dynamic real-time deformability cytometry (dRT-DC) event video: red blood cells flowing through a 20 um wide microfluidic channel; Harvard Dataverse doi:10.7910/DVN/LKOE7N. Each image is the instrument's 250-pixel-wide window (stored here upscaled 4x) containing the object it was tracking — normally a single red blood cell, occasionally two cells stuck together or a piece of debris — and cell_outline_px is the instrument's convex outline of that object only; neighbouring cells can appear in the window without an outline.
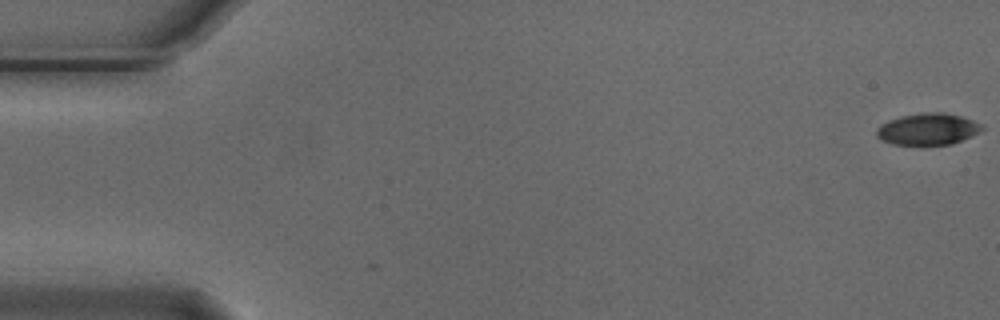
{"species": "Egyptian fruit bat (a non-hibernating species)", "species_latin": "Rousettus aegyptiacus", "temperature_condition": "cold", "stored_images_in_passage": 5, "camera_frame_rate_fps": 3000, "um_per_image_px": 0.085, "animal": {"sex": "male"}, "frame": {"image": 1, "passage_image": 1, "time_ms": 0.0, "image_size_px": [1000, 320], "cell_outline_px": [[984, 128], [972, 136], [952, 144], [892, 144], [880, 140], [876, 136], [876, 128], [880, 124], [888, 120], [900, 116], [924, 112], [944, 112], [960, 116], [984, 124]], "centroid_in_image_um": [78.85, 10.96], "position_along_channel_um": 6.2, "area_um2": 19.54}}